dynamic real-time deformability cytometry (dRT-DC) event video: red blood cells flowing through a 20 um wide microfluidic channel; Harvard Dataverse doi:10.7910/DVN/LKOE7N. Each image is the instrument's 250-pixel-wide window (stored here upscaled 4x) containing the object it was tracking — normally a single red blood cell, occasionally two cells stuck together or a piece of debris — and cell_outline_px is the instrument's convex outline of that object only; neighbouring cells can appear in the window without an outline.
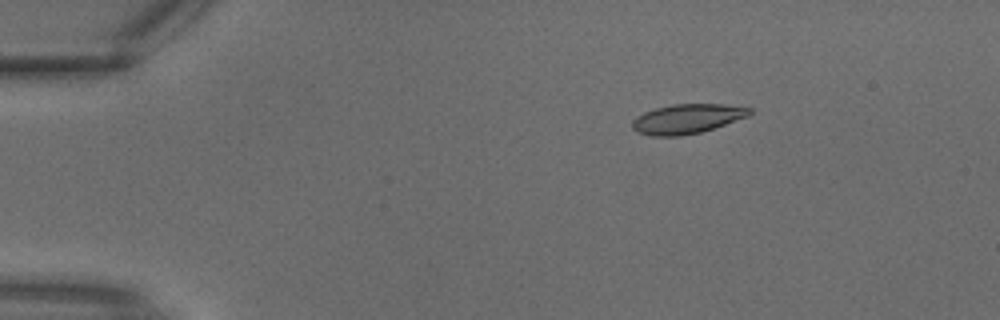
{"species": "common noctule bat (a hibernating species)", "species_latin": "Nyctalus noctula", "temperature_condition": "warm", "stored_images_in_passage": 3, "camera_frame_rate_fps": 3000, "um_per_image_px": 0.085, "animal": {"sex": "male", "body_mass_g": 18.8}, "frame": {"image": 1, "passage_image": 2, "time_ms": 0.333, "image_size_px": [1000, 320], "cell_outline_px": [[752, 112], [748, 116], [700, 132], [680, 136], [652, 136], [640, 132], [632, 128], [632, 120], [636, 116], [644, 112], [656, 108], [672, 104], [724, 104], [752, 108]], "centroid_in_image_um": [58.39, 10.09], "position_along_channel_um": 26.6, "area_um2": 20.0}}